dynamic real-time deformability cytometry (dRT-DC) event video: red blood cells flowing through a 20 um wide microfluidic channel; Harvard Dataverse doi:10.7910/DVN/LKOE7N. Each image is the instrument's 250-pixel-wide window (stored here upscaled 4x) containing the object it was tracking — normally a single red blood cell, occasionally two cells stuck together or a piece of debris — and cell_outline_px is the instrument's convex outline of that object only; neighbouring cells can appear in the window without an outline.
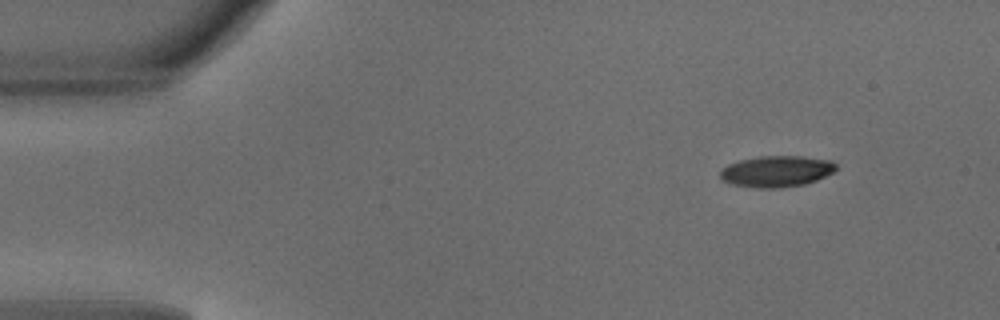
{"species": "common noctule bat (a hibernating species)", "species_latin": "Nyctalus noctula", "temperature_condition": "warm", "stored_images_in_passage": 44, "camera_frame_rate_fps": 3000, "um_per_image_px": 0.085, "animal": {"sex": "male", "body_mass_g": 18.8}, "frame": {"image": 1, "passage_image": 1, "time_ms": 0.0, "image_size_px": [1000, 320], "cell_outline_px": [[836, 168], [832, 172], [816, 180], [804, 184], [776, 188], [756, 188], [728, 184], [720, 176], [720, 172], [728, 164], [740, 160], [760, 156], [800, 156], [832, 160], [836, 164]], "centroid_in_image_um": [65.98, 14.56], "position_along_channel_um": 19.0, "area_um2": 20.98}}
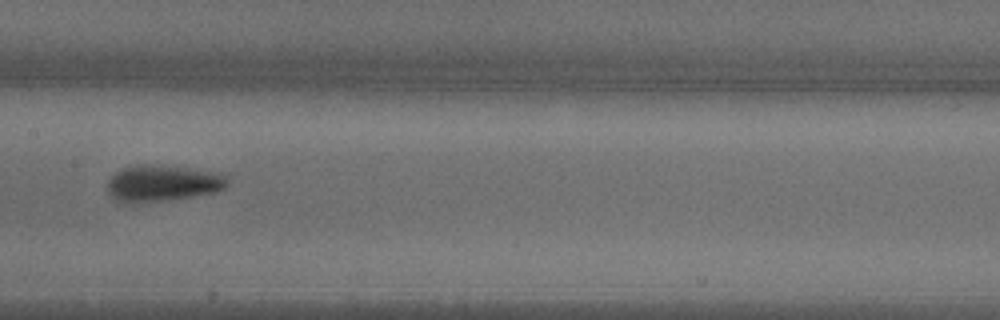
{"frame": {"image": 2, "passage_image": 20, "time_ms": 6.333, "image_size_px": [1000, 320], "cell_outline_px": [[228, 184], [224, 188], [216, 192], [192, 196], [128, 204], [116, 200], [108, 192], [108, 180], [116, 172], [124, 168], [144, 164], [188, 168], [220, 172], [228, 176]], "centroid_in_image_um": [13.85, 15.57], "position_along_channel_um": 193.6, "area_um2": 25.2}}
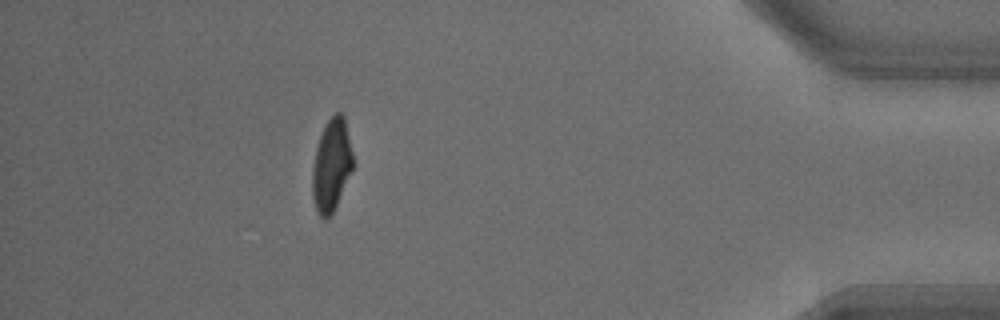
{"frame": {"image": 3, "passage_image": 39, "time_ms": 12.667, "image_size_px": [1000, 320], "cell_outline_px": [[356, 164], [332, 212], [324, 220], [316, 212], [312, 196], [312, 168], [316, 148], [320, 136], [328, 120], [336, 112], [340, 112], [344, 116]], "centroid_in_image_um": [28.2, 14.04], "position_along_channel_um": 407.0, "area_um2": 22.02}, "authors_computed_cell_mechanics": {"area_um2": 22.8021, "velocity_mm_per_s": 4.1655, "shape_relaxation_time_tau1_ms": 3.4097, "shape_relaxation_time_tau2_ms": 3.5031, "deformation_change_tau1": 0.158, "deformation_change_tau2": 0.0999}}